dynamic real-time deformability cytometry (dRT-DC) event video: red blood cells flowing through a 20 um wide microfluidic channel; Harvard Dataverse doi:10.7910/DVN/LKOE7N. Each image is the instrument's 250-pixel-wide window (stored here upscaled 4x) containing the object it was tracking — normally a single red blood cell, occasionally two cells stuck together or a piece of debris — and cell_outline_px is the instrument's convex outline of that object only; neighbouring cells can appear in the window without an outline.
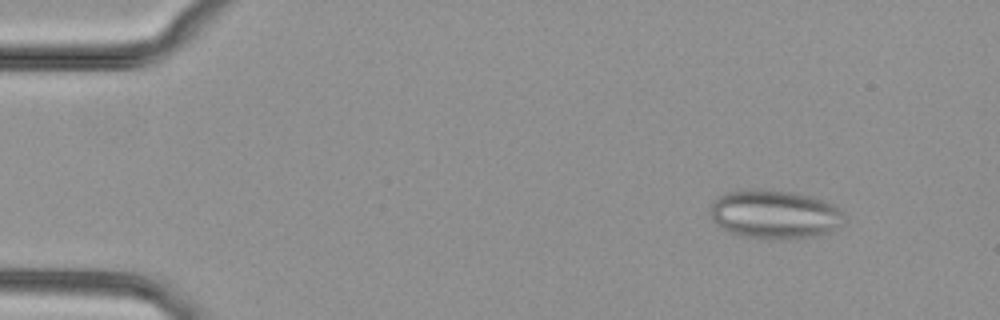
{"species": "common noctule bat (a hibernating species)", "species_latin": "Nyctalus noctula", "temperature_condition": "cold", "stored_images_in_passage": 50, "camera_frame_rate_fps": 3000, "um_per_image_px": 0.085, "animal": {"sex": "female", "body_mass_g": 29.2, "forearm_length_mm": 56.3}, "frame": {"image": 1, "passage_image": 4, "time_ms": 1.0, "image_size_px": [1000, 320], "cell_outline_px": [[844, 216], [840, 224], [828, 232], [820, 236], [748, 236], [732, 232], [724, 228], [712, 220], [712, 200], [716, 196], [724, 192], [736, 188], [768, 188], [792, 192], [812, 196], [824, 200], [832, 204]], "centroid_in_image_um": [65.78, 18.12], "position_along_channel_um": 19.2, "area_um2": 37.28}}
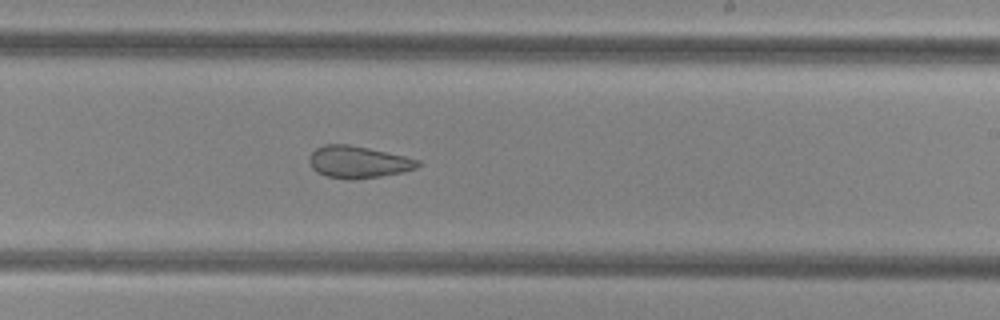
{"frame": {"image": 2, "passage_image": 29, "time_ms": 9.333, "image_size_px": [1000, 320], "cell_outline_px": [[424, 164], [416, 168], [404, 172], [380, 176], [352, 180], [348, 180], [328, 176], [316, 172], [312, 168], [308, 160], [308, 156], [316, 148], [324, 144], [348, 144], [368, 148], [404, 156], [420, 160]], "centroid_in_image_um": [30.45, 13.77], "position_along_channel_um": 258.6, "area_um2": 20.4}}
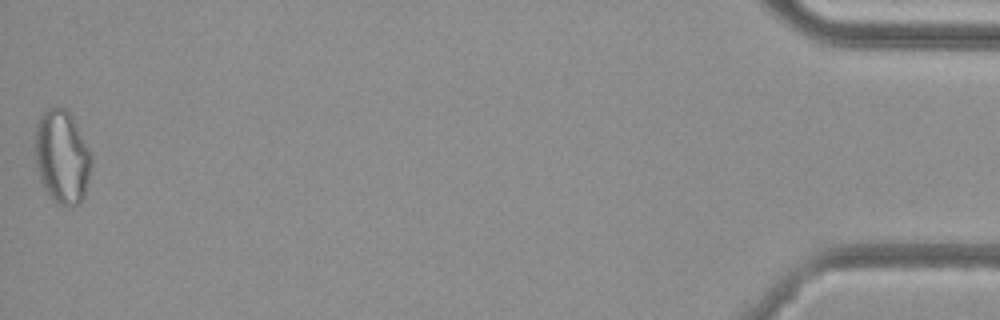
{"frame": {"image": 3, "passage_image": 49, "time_ms": 16.0, "image_size_px": [1000, 320], "cell_outline_px": [[92, 168], [84, 196], [80, 204], [56, 204], [52, 200], [40, 176], [36, 160], [36, 124], [40, 116], [48, 108], [64, 108], [72, 116], [92, 156]], "centroid_in_image_um": [5.3, 13.33], "position_along_channel_um": 429.9, "area_um2": 30.11}}